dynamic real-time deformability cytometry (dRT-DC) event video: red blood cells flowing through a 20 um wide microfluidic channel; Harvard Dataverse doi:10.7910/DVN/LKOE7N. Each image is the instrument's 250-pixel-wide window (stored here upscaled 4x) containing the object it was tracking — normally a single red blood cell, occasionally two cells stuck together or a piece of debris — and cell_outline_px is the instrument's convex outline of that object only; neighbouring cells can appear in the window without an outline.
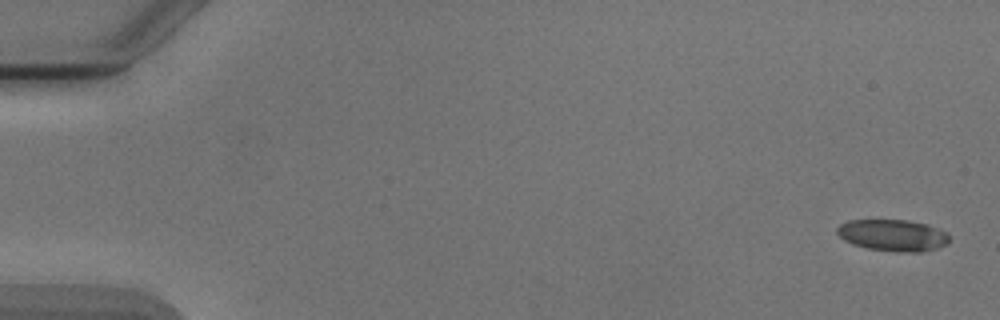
{"species": "Egyptian fruit bat (a non-hibernating species)", "species_latin": "Rousettus aegyptiacus", "temperature_condition": "cold", "stored_images_in_passage": 3, "camera_frame_rate_fps": 3000, "um_per_image_px": 0.085, "animal": {"sex": "male"}, "frame": {"image": 1, "passage_image": 1, "time_ms": 0.0, "image_size_px": [1000, 320], "cell_outline_px": [[948, 244], [936, 248], [920, 252], [896, 252], [868, 248], [852, 244], [844, 240], [836, 232], [836, 228], [840, 224], [848, 220], [908, 220], [928, 224], [948, 232]], "centroid_in_image_um": [75.9, 19.99], "position_along_channel_um": 9.1, "area_um2": 20.81}}